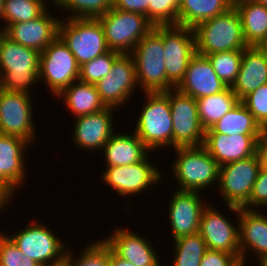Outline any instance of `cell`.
<instances>
[{"label":"cell","instance_id":"21","mask_svg":"<svg viewBox=\"0 0 267 266\" xmlns=\"http://www.w3.org/2000/svg\"><path fill=\"white\" fill-rule=\"evenodd\" d=\"M175 88L197 100L220 93L227 86L217 76L209 59L196 53L191 58L183 79Z\"/></svg>","mask_w":267,"mask_h":266},{"label":"cell","instance_id":"8","mask_svg":"<svg viewBox=\"0 0 267 266\" xmlns=\"http://www.w3.org/2000/svg\"><path fill=\"white\" fill-rule=\"evenodd\" d=\"M110 50L130 54L154 25L142 14L111 8L98 18Z\"/></svg>","mask_w":267,"mask_h":266},{"label":"cell","instance_id":"23","mask_svg":"<svg viewBox=\"0 0 267 266\" xmlns=\"http://www.w3.org/2000/svg\"><path fill=\"white\" fill-rule=\"evenodd\" d=\"M258 211L244 207L239 211L240 260L243 265L251 251L256 254L254 261L267 257V215Z\"/></svg>","mask_w":267,"mask_h":266},{"label":"cell","instance_id":"43","mask_svg":"<svg viewBox=\"0 0 267 266\" xmlns=\"http://www.w3.org/2000/svg\"><path fill=\"white\" fill-rule=\"evenodd\" d=\"M112 8L139 13L148 18L149 0H113Z\"/></svg>","mask_w":267,"mask_h":266},{"label":"cell","instance_id":"16","mask_svg":"<svg viewBox=\"0 0 267 266\" xmlns=\"http://www.w3.org/2000/svg\"><path fill=\"white\" fill-rule=\"evenodd\" d=\"M102 102L106 107H125L134 89L139 88L136 68L130 54H121L114 62L108 75L95 84Z\"/></svg>","mask_w":267,"mask_h":266},{"label":"cell","instance_id":"24","mask_svg":"<svg viewBox=\"0 0 267 266\" xmlns=\"http://www.w3.org/2000/svg\"><path fill=\"white\" fill-rule=\"evenodd\" d=\"M30 145L20 137L0 134V179L14 193L25 183L27 168L24 160Z\"/></svg>","mask_w":267,"mask_h":266},{"label":"cell","instance_id":"52","mask_svg":"<svg viewBox=\"0 0 267 266\" xmlns=\"http://www.w3.org/2000/svg\"><path fill=\"white\" fill-rule=\"evenodd\" d=\"M170 1H172L179 8L182 0H170Z\"/></svg>","mask_w":267,"mask_h":266},{"label":"cell","instance_id":"7","mask_svg":"<svg viewBox=\"0 0 267 266\" xmlns=\"http://www.w3.org/2000/svg\"><path fill=\"white\" fill-rule=\"evenodd\" d=\"M59 36L67 44L79 66L110 50L99 19L61 18Z\"/></svg>","mask_w":267,"mask_h":266},{"label":"cell","instance_id":"15","mask_svg":"<svg viewBox=\"0 0 267 266\" xmlns=\"http://www.w3.org/2000/svg\"><path fill=\"white\" fill-rule=\"evenodd\" d=\"M163 46L166 77L176 87L196 54L194 29L179 25L163 26Z\"/></svg>","mask_w":267,"mask_h":266},{"label":"cell","instance_id":"22","mask_svg":"<svg viewBox=\"0 0 267 266\" xmlns=\"http://www.w3.org/2000/svg\"><path fill=\"white\" fill-rule=\"evenodd\" d=\"M260 135L237 134L231 136L223 133H205L203 146L219 166H222L255 155Z\"/></svg>","mask_w":267,"mask_h":266},{"label":"cell","instance_id":"13","mask_svg":"<svg viewBox=\"0 0 267 266\" xmlns=\"http://www.w3.org/2000/svg\"><path fill=\"white\" fill-rule=\"evenodd\" d=\"M148 156L138 163L105 167L101 181L114 189L121 196H136L145 192L149 187L157 185L162 180V172L148 160ZM151 185V186H150ZM144 190V191H143Z\"/></svg>","mask_w":267,"mask_h":266},{"label":"cell","instance_id":"47","mask_svg":"<svg viewBox=\"0 0 267 266\" xmlns=\"http://www.w3.org/2000/svg\"><path fill=\"white\" fill-rule=\"evenodd\" d=\"M267 56V36L265 37V39L260 43V45L258 46Z\"/></svg>","mask_w":267,"mask_h":266},{"label":"cell","instance_id":"51","mask_svg":"<svg viewBox=\"0 0 267 266\" xmlns=\"http://www.w3.org/2000/svg\"><path fill=\"white\" fill-rule=\"evenodd\" d=\"M254 1L267 7V0H254Z\"/></svg>","mask_w":267,"mask_h":266},{"label":"cell","instance_id":"34","mask_svg":"<svg viewBox=\"0 0 267 266\" xmlns=\"http://www.w3.org/2000/svg\"><path fill=\"white\" fill-rule=\"evenodd\" d=\"M52 4L66 11L68 19H98L112 8L113 0H52Z\"/></svg>","mask_w":267,"mask_h":266},{"label":"cell","instance_id":"17","mask_svg":"<svg viewBox=\"0 0 267 266\" xmlns=\"http://www.w3.org/2000/svg\"><path fill=\"white\" fill-rule=\"evenodd\" d=\"M197 191H173L169 198L168 215L172 240L196 234L199 232V224L203 210L208 205L202 202L201 195ZM207 203V204H206Z\"/></svg>","mask_w":267,"mask_h":266},{"label":"cell","instance_id":"29","mask_svg":"<svg viewBox=\"0 0 267 266\" xmlns=\"http://www.w3.org/2000/svg\"><path fill=\"white\" fill-rule=\"evenodd\" d=\"M233 7L227 0H182L178 25L194 29L199 23L225 13Z\"/></svg>","mask_w":267,"mask_h":266},{"label":"cell","instance_id":"50","mask_svg":"<svg viewBox=\"0 0 267 266\" xmlns=\"http://www.w3.org/2000/svg\"><path fill=\"white\" fill-rule=\"evenodd\" d=\"M232 6L236 5L237 3H239L242 0H227Z\"/></svg>","mask_w":267,"mask_h":266},{"label":"cell","instance_id":"49","mask_svg":"<svg viewBox=\"0 0 267 266\" xmlns=\"http://www.w3.org/2000/svg\"><path fill=\"white\" fill-rule=\"evenodd\" d=\"M4 0H0V20H2Z\"/></svg>","mask_w":267,"mask_h":266},{"label":"cell","instance_id":"20","mask_svg":"<svg viewBox=\"0 0 267 266\" xmlns=\"http://www.w3.org/2000/svg\"><path fill=\"white\" fill-rule=\"evenodd\" d=\"M51 16L47 9L36 19L10 24L3 33L13 42L41 53L59 35L60 18H64Z\"/></svg>","mask_w":267,"mask_h":266},{"label":"cell","instance_id":"31","mask_svg":"<svg viewBox=\"0 0 267 266\" xmlns=\"http://www.w3.org/2000/svg\"><path fill=\"white\" fill-rule=\"evenodd\" d=\"M263 128L255 120L247 107L240 101L235 108L226 113L205 133H223L225 135L261 134Z\"/></svg>","mask_w":267,"mask_h":266},{"label":"cell","instance_id":"14","mask_svg":"<svg viewBox=\"0 0 267 266\" xmlns=\"http://www.w3.org/2000/svg\"><path fill=\"white\" fill-rule=\"evenodd\" d=\"M169 103L173 122V149L202 146L205 129L199 120L196 99L174 88L169 90Z\"/></svg>","mask_w":267,"mask_h":266},{"label":"cell","instance_id":"42","mask_svg":"<svg viewBox=\"0 0 267 266\" xmlns=\"http://www.w3.org/2000/svg\"><path fill=\"white\" fill-rule=\"evenodd\" d=\"M241 260L223 251L207 249L202 257L200 266H242Z\"/></svg>","mask_w":267,"mask_h":266},{"label":"cell","instance_id":"12","mask_svg":"<svg viewBox=\"0 0 267 266\" xmlns=\"http://www.w3.org/2000/svg\"><path fill=\"white\" fill-rule=\"evenodd\" d=\"M227 207L237 216V226L209 203L202 212L198 233L205 241L207 249L227 252L240 259L238 219L240 207L233 205Z\"/></svg>","mask_w":267,"mask_h":266},{"label":"cell","instance_id":"33","mask_svg":"<svg viewBox=\"0 0 267 266\" xmlns=\"http://www.w3.org/2000/svg\"><path fill=\"white\" fill-rule=\"evenodd\" d=\"M172 266H200L207 246L199 233L173 240Z\"/></svg>","mask_w":267,"mask_h":266},{"label":"cell","instance_id":"2","mask_svg":"<svg viewBox=\"0 0 267 266\" xmlns=\"http://www.w3.org/2000/svg\"><path fill=\"white\" fill-rule=\"evenodd\" d=\"M130 55L134 60L138 86L143 93L166 92L175 88L166 77L163 26H154Z\"/></svg>","mask_w":267,"mask_h":266},{"label":"cell","instance_id":"27","mask_svg":"<svg viewBox=\"0 0 267 266\" xmlns=\"http://www.w3.org/2000/svg\"><path fill=\"white\" fill-rule=\"evenodd\" d=\"M55 99L64 101L74 118L92 114L106 108L95 85L77 80L65 88Z\"/></svg>","mask_w":267,"mask_h":266},{"label":"cell","instance_id":"9","mask_svg":"<svg viewBox=\"0 0 267 266\" xmlns=\"http://www.w3.org/2000/svg\"><path fill=\"white\" fill-rule=\"evenodd\" d=\"M79 76L80 66L75 56L58 35L40 54L39 82H45L55 98L79 80Z\"/></svg>","mask_w":267,"mask_h":266},{"label":"cell","instance_id":"28","mask_svg":"<svg viewBox=\"0 0 267 266\" xmlns=\"http://www.w3.org/2000/svg\"><path fill=\"white\" fill-rule=\"evenodd\" d=\"M234 7L240 16L247 46H259L267 36V7L254 0H242Z\"/></svg>","mask_w":267,"mask_h":266},{"label":"cell","instance_id":"38","mask_svg":"<svg viewBox=\"0 0 267 266\" xmlns=\"http://www.w3.org/2000/svg\"><path fill=\"white\" fill-rule=\"evenodd\" d=\"M148 20L154 26L178 25V7L170 0H149Z\"/></svg>","mask_w":267,"mask_h":266},{"label":"cell","instance_id":"11","mask_svg":"<svg viewBox=\"0 0 267 266\" xmlns=\"http://www.w3.org/2000/svg\"><path fill=\"white\" fill-rule=\"evenodd\" d=\"M32 97L0 88V134L17 136L34 144L36 134Z\"/></svg>","mask_w":267,"mask_h":266},{"label":"cell","instance_id":"3","mask_svg":"<svg viewBox=\"0 0 267 266\" xmlns=\"http://www.w3.org/2000/svg\"><path fill=\"white\" fill-rule=\"evenodd\" d=\"M145 104L139 112L134 132L150 149L173 147V122L166 92H144Z\"/></svg>","mask_w":267,"mask_h":266},{"label":"cell","instance_id":"26","mask_svg":"<svg viewBox=\"0 0 267 266\" xmlns=\"http://www.w3.org/2000/svg\"><path fill=\"white\" fill-rule=\"evenodd\" d=\"M152 152L133 131L116 133L102 148L106 167L130 165L143 161Z\"/></svg>","mask_w":267,"mask_h":266},{"label":"cell","instance_id":"18","mask_svg":"<svg viewBox=\"0 0 267 266\" xmlns=\"http://www.w3.org/2000/svg\"><path fill=\"white\" fill-rule=\"evenodd\" d=\"M115 108L106 107L98 112L74 118L72 142L76 148L89 151H102L105 143L114 134Z\"/></svg>","mask_w":267,"mask_h":266},{"label":"cell","instance_id":"6","mask_svg":"<svg viewBox=\"0 0 267 266\" xmlns=\"http://www.w3.org/2000/svg\"><path fill=\"white\" fill-rule=\"evenodd\" d=\"M39 220L24 229L7 235L20 251L40 266H64L67 243L60 240L49 227Z\"/></svg>","mask_w":267,"mask_h":266},{"label":"cell","instance_id":"32","mask_svg":"<svg viewBox=\"0 0 267 266\" xmlns=\"http://www.w3.org/2000/svg\"><path fill=\"white\" fill-rule=\"evenodd\" d=\"M46 0H4L2 21L5 26L0 27L3 32L10 24L28 22L40 17L47 9Z\"/></svg>","mask_w":267,"mask_h":266},{"label":"cell","instance_id":"1","mask_svg":"<svg viewBox=\"0 0 267 266\" xmlns=\"http://www.w3.org/2000/svg\"><path fill=\"white\" fill-rule=\"evenodd\" d=\"M40 54L0 31V88L30 95L33 86L40 83Z\"/></svg>","mask_w":267,"mask_h":266},{"label":"cell","instance_id":"25","mask_svg":"<svg viewBox=\"0 0 267 266\" xmlns=\"http://www.w3.org/2000/svg\"><path fill=\"white\" fill-rule=\"evenodd\" d=\"M267 83V56L258 46L243 50L236 82L232 85L235 95L242 100L250 92Z\"/></svg>","mask_w":267,"mask_h":266},{"label":"cell","instance_id":"45","mask_svg":"<svg viewBox=\"0 0 267 266\" xmlns=\"http://www.w3.org/2000/svg\"><path fill=\"white\" fill-rule=\"evenodd\" d=\"M14 195L16 194L0 179V213H3V210L5 213L8 205L11 206L10 201Z\"/></svg>","mask_w":267,"mask_h":266},{"label":"cell","instance_id":"30","mask_svg":"<svg viewBox=\"0 0 267 266\" xmlns=\"http://www.w3.org/2000/svg\"><path fill=\"white\" fill-rule=\"evenodd\" d=\"M196 101L200 123L207 130L235 108L241 100L235 95L231 87H227L220 93L208 95Z\"/></svg>","mask_w":267,"mask_h":266},{"label":"cell","instance_id":"44","mask_svg":"<svg viewBox=\"0 0 267 266\" xmlns=\"http://www.w3.org/2000/svg\"><path fill=\"white\" fill-rule=\"evenodd\" d=\"M261 169H267V128H263L257 140V150Z\"/></svg>","mask_w":267,"mask_h":266},{"label":"cell","instance_id":"41","mask_svg":"<svg viewBox=\"0 0 267 266\" xmlns=\"http://www.w3.org/2000/svg\"><path fill=\"white\" fill-rule=\"evenodd\" d=\"M267 202V169H260L254 183L249 201L243 206L247 209H260ZM256 207V208H254Z\"/></svg>","mask_w":267,"mask_h":266},{"label":"cell","instance_id":"19","mask_svg":"<svg viewBox=\"0 0 267 266\" xmlns=\"http://www.w3.org/2000/svg\"><path fill=\"white\" fill-rule=\"evenodd\" d=\"M104 242L120 257L134 266H161L155 247L150 240L124 227H116Z\"/></svg>","mask_w":267,"mask_h":266},{"label":"cell","instance_id":"46","mask_svg":"<svg viewBox=\"0 0 267 266\" xmlns=\"http://www.w3.org/2000/svg\"><path fill=\"white\" fill-rule=\"evenodd\" d=\"M109 266H134L128 260L118 256L110 247H109Z\"/></svg>","mask_w":267,"mask_h":266},{"label":"cell","instance_id":"53","mask_svg":"<svg viewBox=\"0 0 267 266\" xmlns=\"http://www.w3.org/2000/svg\"><path fill=\"white\" fill-rule=\"evenodd\" d=\"M266 206H267V202L261 207V209H262V208L265 209Z\"/></svg>","mask_w":267,"mask_h":266},{"label":"cell","instance_id":"5","mask_svg":"<svg viewBox=\"0 0 267 266\" xmlns=\"http://www.w3.org/2000/svg\"><path fill=\"white\" fill-rule=\"evenodd\" d=\"M196 53L209 55L232 50H244L247 44L243 37L240 16L231 7L225 13L199 23L194 28Z\"/></svg>","mask_w":267,"mask_h":266},{"label":"cell","instance_id":"36","mask_svg":"<svg viewBox=\"0 0 267 266\" xmlns=\"http://www.w3.org/2000/svg\"><path fill=\"white\" fill-rule=\"evenodd\" d=\"M90 243L84 250H80L82 252L79 257H76L70 249L67 250L64 266H109V246L103 239L93 240Z\"/></svg>","mask_w":267,"mask_h":266},{"label":"cell","instance_id":"37","mask_svg":"<svg viewBox=\"0 0 267 266\" xmlns=\"http://www.w3.org/2000/svg\"><path fill=\"white\" fill-rule=\"evenodd\" d=\"M121 54V52L109 50L93 60L84 63L80 66L79 80L92 85L97 84L104 76L108 75L115 60Z\"/></svg>","mask_w":267,"mask_h":266},{"label":"cell","instance_id":"35","mask_svg":"<svg viewBox=\"0 0 267 266\" xmlns=\"http://www.w3.org/2000/svg\"><path fill=\"white\" fill-rule=\"evenodd\" d=\"M242 54L243 50H232L205 56L209 59L212 68L221 81L227 87H232L239 73Z\"/></svg>","mask_w":267,"mask_h":266},{"label":"cell","instance_id":"40","mask_svg":"<svg viewBox=\"0 0 267 266\" xmlns=\"http://www.w3.org/2000/svg\"><path fill=\"white\" fill-rule=\"evenodd\" d=\"M241 102L262 128H267V83L250 92Z\"/></svg>","mask_w":267,"mask_h":266},{"label":"cell","instance_id":"39","mask_svg":"<svg viewBox=\"0 0 267 266\" xmlns=\"http://www.w3.org/2000/svg\"><path fill=\"white\" fill-rule=\"evenodd\" d=\"M0 266H40L24 255L11 239L0 231Z\"/></svg>","mask_w":267,"mask_h":266},{"label":"cell","instance_id":"48","mask_svg":"<svg viewBox=\"0 0 267 266\" xmlns=\"http://www.w3.org/2000/svg\"><path fill=\"white\" fill-rule=\"evenodd\" d=\"M259 262L256 263L258 266H267V257L259 259Z\"/></svg>","mask_w":267,"mask_h":266},{"label":"cell","instance_id":"4","mask_svg":"<svg viewBox=\"0 0 267 266\" xmlns=\"http://www.w3.org/2000/svg\"><path fill=\"white\" fill-rule=\"evenodd\" d=\"M173 151L177 157L171 173L179 184L177 190L203 192L218 184L220 166L203 145L176 147Z\"/></svg>","mask_w":267,"mask_h":266},{"label":"cell","instance_id":"10","mask_svg":"<svg viewBox=\"0 0 267 266\" xmlns=\"http://www.w3.org/2000/svg\"><path fill=\"white\" fill-rule=\"evenodd\" d=\"M260 169L257 153L220 166L217 187L220 198H224V205L243 207L250 199Z\"/></svg>","mask_w":267,"mask_h":266}]
</instances>
